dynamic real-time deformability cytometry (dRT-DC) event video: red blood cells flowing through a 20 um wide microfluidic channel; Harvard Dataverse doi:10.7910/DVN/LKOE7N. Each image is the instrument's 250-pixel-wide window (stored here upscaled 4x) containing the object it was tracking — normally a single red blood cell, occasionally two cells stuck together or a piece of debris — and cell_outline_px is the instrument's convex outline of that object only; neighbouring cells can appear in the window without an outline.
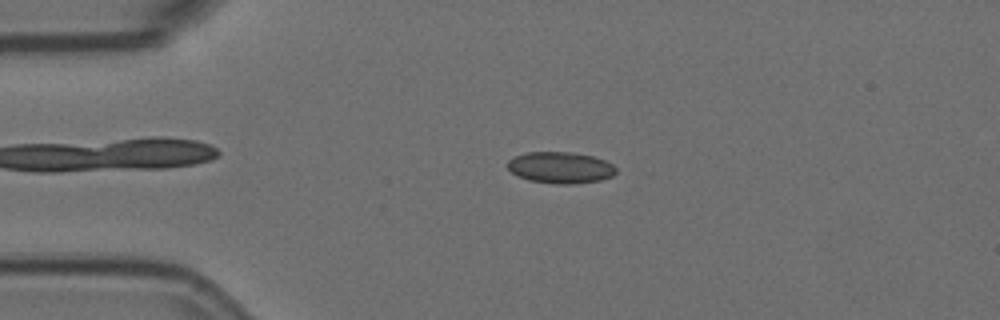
{"species": "Egyptian fruit bat (a non-hibernating species)", "species_latin": "Rousettus aegyptiacus", "temperature_condition": "room temperature", "stored_images_in_passage": 3, "camera_frame_rate_fps": 3000, "um_per_image_px": 0.085, "animal": {"sex": "female"}, "frame": {"image": 1, "passage_image": 2, "time_ms": 0.333, "image_size_px": [1000, 320], "cell_outline_px": [[616, 172], [612, 176], [600, 180], [572, 184], [556, 184], [528, 180], [512, 172], [508, 168], [508, 160], [512, 156], [528, 152], [572, 152], [592, 156], [604, 160], [612, 164], [616, 168]], "centroid_in_image_um": [47.63, 14.24], "position_along_channel_um": 37.4, "area_um2": 19.83}}